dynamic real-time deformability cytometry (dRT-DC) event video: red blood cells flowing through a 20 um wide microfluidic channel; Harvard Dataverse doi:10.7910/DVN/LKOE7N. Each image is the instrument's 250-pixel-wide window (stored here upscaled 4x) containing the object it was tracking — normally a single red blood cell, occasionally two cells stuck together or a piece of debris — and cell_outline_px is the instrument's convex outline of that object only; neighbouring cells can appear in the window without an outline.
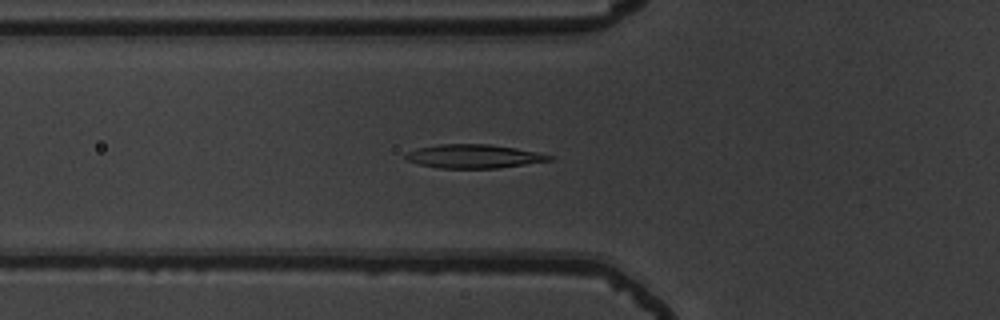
{"species": "common noctule bat (a hibernating species)", "species_latin": "Nyctalus noctula", "temperature_condition": "warm", "stored_images_in_passage": 56, "camera_frame_rate_fps": 3000, "um_per_image_px": 0.085, "animal": {"sex": "male", "body_mass_g": 19.5, "forearm_length_mm": 54.6}, "frame": {"image": 1, "passage_image": 21, "time_ms": 6.667, "image_size_px": [1000, 320], "cell_outline_px": [[556, 156], [552, 160], [496, 168], [440, 168], [420, 164], [404, 160], [404, 156], [408, 152], [416, 148], [440, 144], [488, 144], [516, 148]], "centroid_in_image_um": [40.25, 13.28], "position_along_channel_um": 85.6, "area_um2": 19.77}}
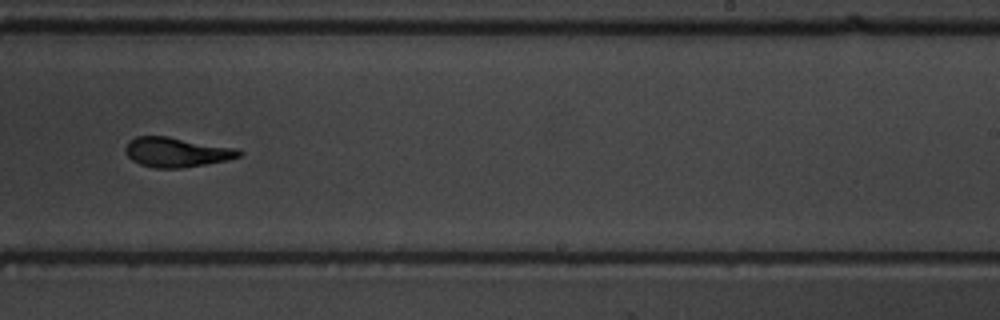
{"frame": {"image": 2, "passage_image": 36, "time_ms": 11.667, "image_size_px": [1000, 320], "cell_outline_px": [[244, 152], [240, 156], [228, 160], [180, 168], [152, 168], [140, 164], [132, 160], [124, 152], [124, 148], [128, 140], [136, 136], [168, 136], [236, 148]], "centroid_in_image_um": [14.97, 12.93], "position_along_channel_um": 274.0, "area_um2": 19.77}}
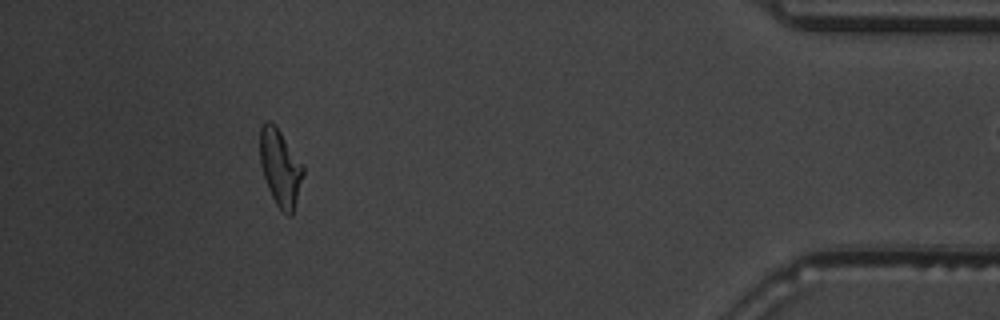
{"frame": {"image": 3, "passage_image": 51, "time_ms": 16.667, "image_size_px": [1000, 320], "cell_outline_px": [[304, 172], [292, 216], [288, 216], [276, 204], [268, 188], [260, 164], [260, 128], [264, 120], [268, 120], [276, 124], [304, 164]], "centroid_in_image_um": [23.83, 14.19], "position_along_channel_um": 411.4, "area_um2": 19.54}, "authors_computed_cell_mechanics": {"area_um2": 19.7965, "velocity_mm_per_s": 3.777, "shape_relaxation_time_tau1_ms": 5.8336, "shape_relaxation_time_tau2_ms": 1.6831, "deformation_change_tau1": 0.204, "deformation_change_tau2": 0.0908}}